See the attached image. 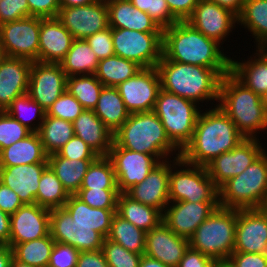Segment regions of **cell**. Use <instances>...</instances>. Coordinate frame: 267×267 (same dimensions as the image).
I'll return each mask as SVG.
<instances>
[{"label": "cell", "mask_w": 267, "mask_h": 267, "mask_svg": "<svg viewBox=\"0 0 267 267\" xmlns=\"http://www.w3.org/2000/svg\"><path fill=\"white\" fill-rule=\"evenodd\" d=\"M214 107L199 114L193 136L181 150L180 157L190 164L206 167L245 139L225 112Z\"/></svg>", "instance_id": "6da1fadb"}, {"label": "cell", "mask_w": 267, "mask_h": 267, "mask_svg": "<svg viewBox=\"0 0 267 267\" xmlns=\"http://www.w3.org/2000/svg\"><path fill=\"white\" fill-rule=\"evenodd\" d=\"M221 45L207 38L186 21H178L163 29L162 55L175 62L211 69H230L231 58Z\"/></svg>", "instance_id": "7a4b0ae2"}, {"label": "cell", "mask_w": 267, "mask_h": 267, "mask_svg": "<svg viewBox=\"0 0 267 267\" xmlns=\"http://www.w3.org/2000/svg\"><path fill=\"white\" fill-rule=\"evenodd\" d=\"M161 89L200 104L219 101L222 77L230 69H211L203 66L167 60L163 55L156 66Z\"/></svg>", "instance_id": "3957f363"}, {"label": "cell", "mask_w": 267, "mask_h": 267, "mask_svg": "<svg viewBox=\"0 0 267 267\" xmlns=\"http://www.w3.org/2000/svg\"><path fill=\"white\" fill-rule=\"evenodd\" d=\"M113 141L122 148L153 155L159 162L168 160L170 154L176 151V157L181 155V150L167 136L161 120L153 110L130 114L113 134Z\"/></svg>", "instance_id": "277c9868"}, {"label": "cell", "mask_w": 267, "mask_h": 267, "mask_svg": "<svg viewBox=\"0 0 267 267\" xmlns=\"http://www.w3.org/2000/svg\"><path fill=\"white\" fill-rule=\"evenodd\" d=\"M219 104L245 138H257L267 129V111L260 95L245 87L231 73L222 77Z\"/></svg>", "instance_id": "5b68a950"}, {"label": "cell", "mask_w": 267, "mask_h": 267, "mask_svg": "<svg viewBox=\"0 0 267 267\" xmlns=\"http://www.w3.org/2000/svg\"><path fill=\"white\" fill-rule=\"evenodd\" d=\"M236 225L237 209L218 206L189 238V246L225 263L234 252Z\"/></svg>", "instance_id": "8992f818"}, {"label": "cell", "mask_w": 267, "mask_h": 267, "mask_svg": "<svg viewBox=\"0 0 267 267\" xmlns=\"http://www.w3.org/2000/svg\"><path fill=\"white\" fill-rule=\"evenodd\" d=\"M266 150L243 172L219 190V206L234 209L261 208L267 195Z\"/></svg>", "instance_id": "52a82bcc"}, {"label": "cell", "mask_w": 267, "mask_h": 267, "mask_svg": "<svg viewBox=\"0 0 267 267\" xmlns=\"http://www.w3.org/2000/svg\"><path fill=\"white\" fill-rule=\"evenodd\" d=\"M169 201L219 202V190L206 167L175 157L173 161L170 159Z\"/></svg>", "instance_id": "ba28073f"}, {"label": "cell", "mask_w": 267, "mask_h": 267, "mask_svg": "<svg viewBox=\"0 0 267 267\" xmlns=\"http://www.w3.org/2000/svg\"><path fill=\"white\" fill-rule=\"evenodd\" d=\"M197 103L160 89L154 107L170 140L182 150L191 140L198 116Z\"/></svg>", "instance_id": "9c48e42d"}, {"label": "cell", "mask_w": 267, "mask_h": 267, "mask_svg": "<svg viewBox=\"0 0 267 267\" xmlns=\"http://www.w3.org/2000/svg\"><path fill=\"white\" fill-rule=\"evenodd\" d=\"M114 53L142 68L156 67L162 57L163 32L112 28Z\"/></svg>", "instance_id": "30bf717a"}, {"label": "cell", "mask_w": 267, "mask_h": 267, "mask_svg": "<svg viewBox=\"0 0 267 267\" xmlns=\"http://www.w3.org/2000/svg\"><path fill=\"white\" fill-rule=\"evenodd\" d=\"M40 17L29 16L0 25L4 56L38 62Z\"/></svg>", "instance_id": "8fae6325"}, {"label": "cell", "mask_w": 267, "mask_h": 267, "mask_svg": "<svg viewBox=\"0 0 267 267\" xmlns=\"http://www.w3.org/2000/svg\"><path fill=\"white\" fill-rule=\"evenodd\" d=\"M50 234L55 242L73 246L79 252L101 250L105 239L90 226L73 222L64 207L50 210Z\"/></svg>", "instance_id": "7c38bea8"}, {"label": "cell", "mask_w": 267, "mask_h": 267, "mask_svg": "<svg viewBox=\"0 0 267 267\" xmlns=\"http://www.w3.org/2000/svg\"><path fill=\"white\" fill-rule=\"evenodd\" d=\"M260 142L258 138H245L235 148L217 156L206 166L218 189L229 179L243 172L265 151Z\"/></svg>", "instance_id": "4fadbf2b"}, {"label": "cell", "mask_w": 267, "mask_h": 267, "mask_svg": "<svg viewBox=\"0 0 267 267\" xmlns=\"http://www.w3.org/2000/svg\"><path fill=\"white\" fill-rule=\"evenodd\" d=\"M116 88L130 114L152 111L161 89L160 75L156 67L142 68Z\"/></svg>", "instance_id": "5bb4252c"}, {"label": "cell", "mask_w": 267, "mask_h": 267, "mask_svg": "<svg viewBox=\"0 0 267 267\" xmlns=\"http://www.w3.org/2000/svg\"><path fill=\"white\" fill-rule=\"evenodd\" d=\"M107 157L112 162L120 193L141 183L160 163L153 155L122 148L114 141Z\"/></svg>", "instance_id": "9a60e30c"}, {"label": "cell", "mask_w": 267, "mask_h": 267, "mask_svg": "<svg viewBox=\"0 0 267 267\" xmlns=\"http://www.w3.org/2000/svg\"><path fill=\"white\" fill-rule=\"evenodd\" d=\"M66 87L67 75L59 63L32 62L27 93L46 112Z\"/></svg>", "instance_id": "2e32d148"}, {"label": "cell", "mask_w": 267, "mask_h": 267, "mask_svg": "<svg viewBox=\"0 0 267 267\" xmlns=\"http://www.w3.org/2000/svg\"><path fill=\"white\" fill-rule=\"evenodd\" d=\"M56 18L74 39H86L109 27L106 0H97L85 6L60 8Z\"/></svg>", "instance_id": "e0dca14e"}, {"label": "cell", "mask_w": 267, "mask_h": 267, "mask_svg": "<svg viewBox=\"0 0 267 267\" xmlns=\"http://www.w3.org/2000/svg\"><path fill=\"white\" fill-rule=\"evenodd\" d=\"M193 28L219 44L229 36L238 17L232 11L209 0H200L186 20ZM222 40V41H221Z\"/></svg>", "instance_id": "ac0fdd59"}, {"label": "cell", "mask_w": 267, "mask_h": 267, "mask_svg": "<svg viewBox=\"0 0 267 267\" xmlns=\"http://www.w3.org/2000/svg\"><path fill=\"white\" fill-rule=\"evenodd\" d=\"M234 252L267 254V212L237 209Z\"/></svg>", "instance_id": "d6986e66"}, {"label": "cell", "mask_w": 267, "mask_h": 267, "mask_svg": "<svg viewBox=\"0 0 267 267\" xmlns=\"http://www.w3.org/2000/svg\"><path fill=\"white\" fill-rule=\"evenodd\" d=\"M170 203L163 212V222L175 234L187 239L219 206V202L179 201Z\"/></svg>", "instance_id": "ffe728a7"}, {"label": "cell", "mask_w": 267, "mask_h": 267, "mask_svg": "<svg viewBox=\"0 0 267 267\" xmlns=\"http://www.w3.org/2000/svg\"><path fill=\"white\" fill-rule=\"evenodd\" d=\"M50 234V210L38 204H24L10 215L9 246Z\"/></svg>", "instance_id": "44dd1931"}, {"label": "cell", "mask_w": 267, "mask_h": 267, "mask_svg": "<svg viewBox=\"0 0 267 267\" xmlns=\"http://www.w3.org/2000/svg\"><path fill=\"white\" fill-rule=\"evenodd\" d=\"M169 174L170 162H160L141 183L133 185L125 193L133 200L152 206L163 213L170 203Z\"/></svg>", "instance_id": "7402d4cb"}, {"label": "cell", "mask_w": 267, "mask_h": 267, "mask_svg": "<svg viewBox=\"0 0 267 267\" xmlns=\"http://www.w3.org/2000/svg\"><path fill=\"white\" fill-rule=\"evenodd\" d=\"M188 247L189 239L175 234L164 222L146 232L145 255L169 267L178 266Z\"/></svg>", "instance_id": "603a6c76"}, {"label": "cell", "mask_w": 267, "mask_h": 267, "mask_svg": "<svg viewBox=\"0 0 267 267\" xmlns=\"http://www.w3.org/2000/svg\"><path fill=\"white\" fill-rule=\"evenodd\" d=\"M32 62L23 58L5 56L0 61V111H5L12 101L28 92Z\"/></svg>", "instance_id": "cb8c5ba5"}, {"label": "cell", "mask_w": 267, "mask_h": 267, "mask_svg": "<svg viewBox=\"0 0 267 267\" xmlns=\"http://www.w3.org/2000/svg\"><path fill=\"white\" fill-rule=\"evenodd\" d=\"M73 41V35L56 17H40L38 62L59 63L71 48Z\"/></svg>", "instance_id": "d4e9b609"}, {"label": "cell", "mask_w": 267, "mask_h": 267, "mask_svg": "<svg viewBox=\"0 0 267 267\" xmlns=\"http://www.w3.org/2000/svg\"><path fill=\"white\" fill-rule=\"evenodd\" d=\"M48 163L0 167V182L14 190L23 204H35L38 185Z\"/></svg>", "instance_id": "484cf974"}, {"label": "cell", "mask_w": 267, "mask_h": 267, "mask_svg": "<svg viewBox=\"0 0 267 267\" xmlns=\"http://www.w3.org/2000/svg\"><path fill=\"white\" fill-rule=\"evenodd\" d=\"M106 3L109 27L140 32H163L146 12L134 7L129 0H106Z\"/></svg>", "instance_id": "4316f807"}, {"label": "cell", "mask_w": 267, "mask_h": 267, "mask_svg": "<svg viewBox=\"0 0 267 267\" xmlns=\"http://www.w3.org/2000/svg\"><path fill=\"white\" fill-rule=\"evenodd\" d=\"M74 134L99 156H107L113 144V133L96 116L94 110L84 109L72 122Z\"/></svg>", "instance_id": "83f0119b"}, {"label": "cell", "mask_w": 267, "mask_h": 267, "mask_svg": "<svg viewBox=\"0 0 267 267\" xmlns=\"http://www.w3.org/2000/svg\"><path fill=\"white\" fill-rule=\"evenodd\" d=\"M255 55V56H254ZM253 57L243 62L231 59L230 73L254 93L267 92V48H257Z\"/></svg>", "instance_id": "f1b7e54d"}, {"label": "cell", "mask_w": 267, "mask_h": 267, "mask_svg": "<svg viewBox=\"0 0 267 267\" xmlns=\"http://www.w3.org/2000/svg\"><path fill=\"white\" fill-rule=\"evenodd\" d=\"M33 163H48V154L38 132H32L0 152V167Z\"/></svg>", "instance_id": "f546056e"}, {"label": "cell", "mask_w": 267, "mask_h": 267, "mask_svg": "<svg viewBox=\"0 0 267 267\" xmlns=\"http://www.w3.org/2000/svg\"><path fill=\"white\" fill-rule=\"evenodd\" d=\"M64 208L71 214L73 222L76 224L88 225L104 238L108 237L116 209L92 208L76 195L69 196Z\"/></svg>", "instance_id": "4dcf8cb0"}, {"label": "cell", "mask_w": 267, "mask_h": 267, "mask_svg": "<svg viewBox=\"0 0 267 267\" xmlns=\"http://www.w3.org/2000/svg\"><path fill=\"white\" fill-rule=\"evenodd\" d=\"M116 213L145 232L163 222V213L160 210L135 201L126 193L119 194Z\"/></svg>", "instance_id": "1f68e13d"}, {"label": "cell", "mask_w": 267, "mask_h": 267, "mask_svg": "<svg viewBox=\"0 0 267 267\" xmlns=\"http://www.w3.org/2000/svg\"><path fill=\"white\" fill-rule=\"evenodd\" d=\"M94 160L96 159H67L56 152L48 155V166L61 181L68 194L75 195L81 188L82 180Z\"/></svg>", "instance_id": "d6a6232c"}, {"label": "cell", "mask_w": 267, "mask_h": 267, "mask_svg": "<svg viewBox=\"0 0 267 267\" xmlns=\"http://www.w3.org/2000/svg\"><path fill=\"white\" fill-rule=\"evenodd\" d=\"M93 110L113 134L130 115L116 87L104 86Z\"/></svg>", "instance_id": "836d02e7"}, {"label": "cell", "mask_w": 267, "mask_h": 267, "mask_svg": "<svg viewBox=\"0 0 267 267\" xmlns=\"http://www.w3.org/2000/svg\"><path fill=\"white\" fill-rule=\"evenodd\" d=\"M99 59L85 39H74L71 48L59 62L67 77L95 74Z\"/></svg>", "instance_id": "e575fe53"}, {"label": "cell", "mask_w": 267, "mask_h": 267, "mask_svg": "<svg viewBox=\"0 0 267 267\" xmlns=\"http://www.w3.org/2000/svg\"><path fill=\"white\" fill-rule=\"evenodd\" d=\"M237 17V24L254 36L256 47L267 48V0H246Z\"/></svg>", "instance_id": "d590c367"}, {"label": "cell", "mask_w": 267, "mask_h": 267, "mask_svg": "<svg viewBox=\"0 0 267 267\" xmlns=\"http://www.w3.org/2000/svg\"><path fill=\"white\" fill-rule=\"evenodd\" d=\"M142 67L137 63L117 55L99 60L96 78L108 87H117L122 82L135 76Z\"/></svg>", "instance_id": "8d00e7d4"}, {"label": "cell", "mask_w": 267, "mask_h": 267, "mask_svg": "<svg viewBox=\"0 0 267 267\" xmlns=\"http://www.w3.org/2000/svg\"><path fill=\"white\" fill-rule=\"evenodd\" d=\"M38 134L45 152L50 155L62 148L75 134L73 123L47 114Z\"/></svg>", "instance_id": "74e56055"}, {"label": "cell", "mask_w": 267, "mask_h": 267, "mask_svg": "<svg viewBox=\"0 0 267 267\" xmlns=\"http://www.w3.org/2000/svg\"><path fill=\"white\" fill-rule=\"evenodd\" d=\"M107 238L120 244L128 251L145 254L146 232L120 217L117 213L112 218L111 229Z\"/></svg>", "instance_id": "f35d334b"}, {"label": "cell", "mask_w": 267, "mask_h": 267, "mask_svg": "<svg viewBox=\"0 0 267 267\" xmlns=\"http://www.w3.org/2000/svg\"><path fill=\"white\" fill-rule=\"evenodd\" d=\"M54 243L51 234L36 240L18 243L12 248L13 257L33 267H48Z\"/></svg>", "instance_id": "ab89813d"}, {"label": "cell", "mask_w": 267, "mask_h": 267, "mask_svg": "<svg viewBox=\"0 0 267 267\" xmlns=\"http://www.w3.org/2000/svg\"><path fill=\"white\" fill-rule=\"evenodd\" d=\"M69 194L52 169L48 166L42 173L35 203L49 210L64 207Z\"/></svg>", "instance_id": "60d3db41"}, {"label": "cell", "mask_w": 267, "mask_h": 267, "mask_svg": "<svg viewBox=\"0 0 267 267\" xmlns=\"http://www.w3.org/2000/svg\"><path fill=\"white\" fill-rule=\"evenodd\" d=\"M104 85L95 74L67 77L66 90L73 95L84 109L93 110Z\"/></svg>", "instance_id": "b9f144b4"}, {"label": "cell", "mask_w": 267, "mask_h": 267, "mask_svg": "<svg viewBox=\"0 0 267 267\" xmlns=\"http://www.w3.org/2000/svg\"><path fill=\"white\" fill-rule=\"evenodd\" d=\"M11 117L19 121L32 132H38L45 118L46 111L35 102L28 93L15 98L11 105L5 110ZM38 117V123L35 125L32 121Z\"/></svg>", "instance_id": "7bdbcfd3"}, {"label": "cell", "mask_w": 267, "mask_h": 267, "mask_svg": "<svg viewBox=\"0 0 267 267\" xmlns=\"http://www.w3.org/2000/svg\"><path fill=\"white\" fill-rule=\"evenodd\" d=\"M80 189H118L115 171L107 156H99L91 163Z\"/></svg>", "instance_id": "ee69618b"}, {"label": "cell", "mask_w": 267, "mask_h": 267, "mask_svg": "<svg viewBox=\"0 0 267 267\" xmlns=\"http://www.w3.org/2000/svg\"><path fill=\"white\" fill-rule=\"evenodd\" d=\"M101 250L109 267H138L142 257L108 238L104 239Z\"/></svg>", "instance_id": "f6af8a7d"}, {"label": "cell", "mask_w": 267, "mask_h": 267, "mask_svg": "<svg viewBox=\"0 0 267 267\" xmlns=\"http://www.w3.org/2000/svg\"><path fill=\"white\" fill-rule=\"evenodd\" d=\"M31 133V130L11 117L6 111H0V152Z\"/></svg>", "instance_id": "bcb514c9"}, {"label": "cell", "mask_w": 267, "mask_h": 267, "mask_svg": "<svg viewBox=\"0 0 267 267\" xmlns=\"http://www.w3.org/2000/svg\"><path fill=\"white\" fill-rule=\"evenodd\" d=\"M118 189H79L75 194L92 208L117 209Z\"/></svg>", "instance_id": "7dc6e473"}, {"label": "cell", "mask_w": 267, "mask_h": 267, "mask_svg": "<svg viewBox=\"0 0 267 267\" xmlns=\"http://www.w3.org/2000/svg\"><path fill=\"white\" fill-rule=\"evenodd\" d=\"M84 110L79 101L67 90L51 105L46 114L73 122Z\"/></svg>", "instance_id": "c3c4849f"}, {"label": "cell", "mask_w": 267, "mask_h": 267, "mask_svg": "<svg viewBox=\"0 0 267 267\" xmlns=\"http://www.w3.org/2000/svg\"><path fill=\"white\" fill-rule=\"evenodd\" d=\"M57 153L67 159H97L99 155L81 138L74 135Z\"/></svg>", "instance_id": "681fc988"}, {"label": "cell", "mask_w": 267, "mask_h": 267, "mask_svg": "<svg viewBox=\"0 0 267 267\" xmlns=\"http://www.w3.org/2000/svg\"><path fill=\"white\" fill-rule=\"evenodd\" d=\"M85 40L99 60L115 55L111 27L96 32L94 35L88 36Z\"/></svg>", "instance_id": "f907efd6"}, {"label": "cell", "mask_w": 267, "mask_h": 267, "mask_svg": "<svg viewBox=\"0 0 267 267\" xmlns=\"http://www.w3.org/2000/svg\"><path fill=\"white\" fill-rule=\"evenodd\" d=\"M79 253L73 246L55 242L48 267H76Z\"/></svg>", "instance_id": "816d5d0a"}, {"label": "cell", "mask_w": 267, "mask_h": 267, "mask_svg": "<svg viewBox=\"0 0 267 267\" xmlns=\"http://www.w3.org/2000/svg\"><path fill=\"white\" fill-rule=\"evenodd\" d=\"M29 17L28 0H2L0 3V25Z\"/></svg>", "instance_id": "f5cc1de1"}, {"label": "cell", "mask_w": 267, "mask_h": 267, "mask_svg": "<svg viewBox=\"0 0 267 267\" xmlns=\"http://www.w3.org/2000/svg\"><path fill=\"white\" fill-rule=\"evenodd\" d=\"M226 267H267V254L233 252Z\"/></svg>", "instance_id": "db71d44e"}, {"label": "cell", "mask_w": 267, "mask_h": 267, "mask_svg": "<svg viewBox=\"0 0 267 267\" xmlns=\"http://www.w3.org/2000/svg\"><path fill=\"white\" fill-rule=\"evenodd\" d=\"M29 16L55 18L60 10V0H28Z\"/></svg>", "instance_id": "11a10c76"}, {"label": "cell", "mask_w": 267, "mask_h": 267, "mask_svg": "<svg viewBox=\"0 0 267 267\" xmlns=\"http://www.w3.org/2000/svg\"><path fill=\"white\" fill-rule=\"evenodd\" d=\"M151 18L162 30L178 22V20L171 14L166 0H152Z\"/></svg>", "instance_id": "9f6ffc18"}, {"label": "cell", "mask_w": 267, "mask_h": 267, "mask_svg": "<svg viewBox=\"0 0 267 267\" xmlns=\"http://www.w3.org/2000/svg\"><path fill=\"white\" fill-rule=\"evenodd\" d=\"M215 263L211 257L189 246L177 267H212Z\"/></svg>", "instance_id": "6f0895ef"}, {"label": "cell", "mask_w": 267, "mask_h": 267, "mask_svg": "<svg viewBox=\"0 0 267 267\" xmlns=\"http://www.w3.org/2000/svg\"><path fill=\"white\" fill-rule=\"evenodd\" d=\"M23 205L17 193L0 182V209L11 215Z\"/></svg>", "instance_id": "680465c9"}, {"label": "cell", "mask_w": 267, "mask_h": 267, "mask_svg": "<svg viewBox=\"0 0 267 267\" xmlns=\"http://www.w3.org/2000/svg\"><path fill=\"white\" fill-rule=\"evenodd\" d=\"M200 0H166L171 14L178 21H186Z\"/></svg>", "instance_id": "91938a15"}, {"label": "cell", "mask_w": 267, "mask_h": 267, "mask_svg": "<svg viewBox=\"0 0 267 267\" xmlns=\"http://www.w3.org/2000/svg\"><path fill=\"white\" fill-rule=\"evenodd\" d=\"M76 267H109L102 250L80 252Z\"/></svg>", "instance_id": "94428289"}, {"label": "cell", "mask_w": 267, "mask_h": 267, "mask_svg": "<svg viewBox=\"0 0 267 267\" xmlns=\"http://www.w3.org/2000/svg\"><path fill=\"white\" fill-rule=\"evenodd\" d=\"M10 215L0 209V245H9Z\"/></svg>", "instance_id": "6125c7cd"}, {"label": "cell", "mask_w": 267, "mask_h": 267, "mask_svg": "<svg viewBox=\"0 0 267 267\" xmlns=\"http://www.w3.org/2000/svg\"><path fill=\"white\" fill-rule=\"evenodd\" d=\"M215 2L221 7L232 11L237 16L241 13L243 5L246 0H209Z\"/></svg>", "instance_id": "be15d7a7"}, {"label": "cell", "mask_w": 267, "mask_h": 267, "mask_svg": "<svg viewBox=\"0 0 267 267\" xmlns=\"http://www.w3.org/2000/svg\"><path fill=\"white\" fill-rule=\"evenodd\" d=\"M13 250L9 245H0V267H10Z\"/></svg>", "instance_id": "e7e4bbea"}, {"label": "cell", "mask_w": 267, "mask_h": 267, "mask_svg": "<svg viewBox=\"0 0 267 267\" xmlns=\"http://www.w3.org/2000/svg\"><path fill=\"white\" fill-rule=\"evenodd\" d=\"M138 267H169V266L158 261L157 259H153V258L148 257L144 254V255H142V257L140 259Z\"/></svg>", "instance_id": "03108f58"}, {"label": "cell", "mask_w": 267, "mask_h": 267, "mask_svg": "<svg viewBox=\"0 0 267 267\" xmlns=\"http://www.w3.org/2000/svg\"><path fill=\"white\" fill-rule=\"evenodd\" d=\"M97 0H60V7H77V6H85L94 3Z\"/></svg>", "instance_id": "003e7915"}, {"label": "cell", "mask_w": 267, "mask_h": 267, "mask_svg": "<svg viewBox=\"0 0 267 267\" xmlns=\"http://www.w3.org/2000/svg\"><path fill=\"white\" fill-rule=\"evenodd\" d=\"M131 4L140 11L146 12L151 17L152 0H129Z\"/></svg>", "instance_id": "a7ac6f4b"}, {"label": "cell", "mask_w": 267, "mask_h": 267, "mask_svg": "<svg viewBox=\"0 0 267 267\" xmlns=\"http://www.w3.org/2000/svg\"><path fill=\"white\" fill-rule=\"evenodd\" d=\"M10 267H33L31 265L25 264V263H21L19 261H17L14 257L11 261Z\"/></svg>", "instance_id": "89a4df30"}, {"label": "cell", "mask_w": 267, "mask_h": 267, "mask_svg": "<svg viewBox=\"0 0 267 267\" xmlns=\"http://www.w3.org/2000/svg\"><path fill=\"white\" fill-rule=\"evenodd\" d=\"M261 98H262V102L264 104V107H265V109L267 111V92L264 95H262Z\"/></svg>", "instance_id": "2644e50d"}, {"label": "cell", "mask_w": 267, "mask_h": 267, "mask_svg": "<svg viewBox=\"0 0 267 267\" xmlns=\"http://www.w3.org/2000/svg\"><path fill=\"white\" fill-rule=\"evenodd\" d=\"M261 209L267 212V195H266V198H265V200L261 206Z\"/></svg>", "instance_id": "8c879c8a"}, {"label": "cell", "mask_w": 267, "mask_h": 267, "mask_svg": "<svg viewBox=\"0 0 267 267\" xmlns=\"http://www.w3.org/2000/svg\"><path fill=\"white\" fill-rule=\"evenodd\" d=\"M212 267H226L224 262H216Z\"/></svg>", "instance_id": "753ad0ef"}, {"label": "cell", "mask_w": 267, "mask_h": 267, "mask_svg": "<svg viewBox=\"0 0 267 267\" xmlns=\"http://www.w3.org/2000/svg\"><path fill=\"white\" fill-rule=\"evenodd\" d=\"M4 53H3V49H2V45L0 44V61L4 58Z\"/></svg>", "instance_id": "34e18365"}]
</instances>
